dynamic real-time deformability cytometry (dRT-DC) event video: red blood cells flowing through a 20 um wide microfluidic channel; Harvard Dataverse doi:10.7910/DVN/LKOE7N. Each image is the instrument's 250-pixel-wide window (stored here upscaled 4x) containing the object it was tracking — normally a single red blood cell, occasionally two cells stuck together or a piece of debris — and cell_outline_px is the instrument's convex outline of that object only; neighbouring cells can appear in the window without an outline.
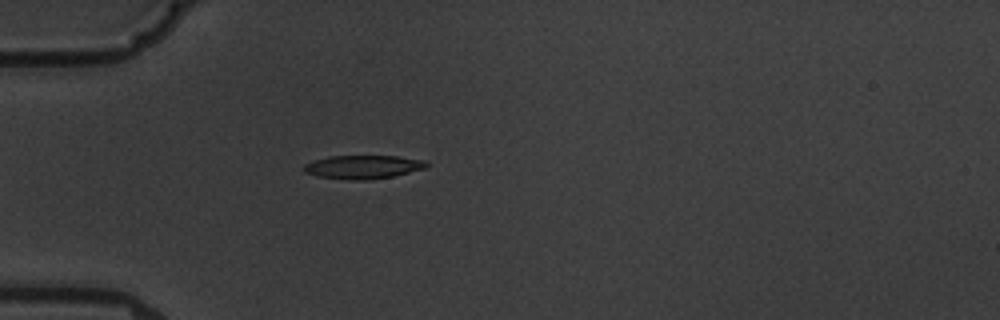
{"species": "common noctule bat (a hibernating species)", "species_latin": "Nyctalus noctula", "temperature_condition": "warm", "stored_images_in_passage": 7, "camera_frame_rate_fps": 3000, "um_per_image_px": 0.085, "animal": {"sex": "male", "body_mass_g": 19.5, "forearm_length_mm": 54.6}, "frame": {"image": 1, "passage_image": 5, "time_ms": 5.667, "image_size_px": [1000, 320], "cell_outline_px": [[428, 164], [424, 168], [392, 176], [368, 180], [348, 180], [316, 176], [304, 172], [304, 164], [312, 160], [328, 156], [396, 156], [428, 160]], "centroid_in_image_um": [30.82, 14.18], "position_along_channel_um": 54.2, "area_um2": 16.88}}
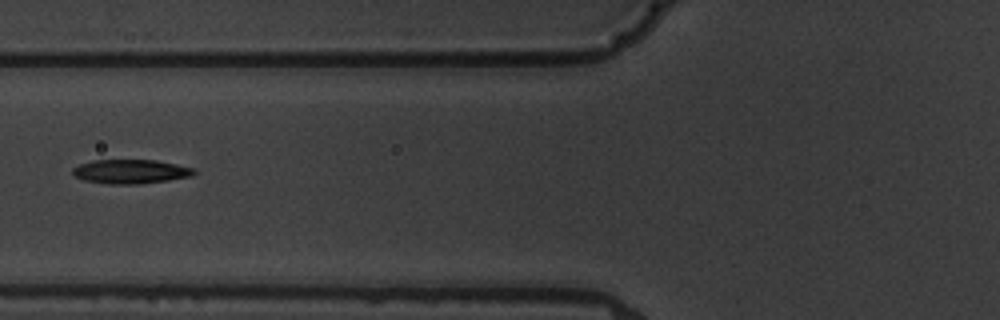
{"frame": {"image": 2, "passage_image": 7, "time_ms": 7.667, "image_size_px": [1000, 320], "cell_outline_px": [[196, 172], [192, 176], [168, 180], [136, 184], [112, 184], [84, 180], [72, 176], [72, 168], [80, 164], [92, 160], [156, 160], [196, 168]], "centroid_in_image_um": [11.1, 14.57], "position_along_channel_um": 114.7, "area_um2": 17.11}}